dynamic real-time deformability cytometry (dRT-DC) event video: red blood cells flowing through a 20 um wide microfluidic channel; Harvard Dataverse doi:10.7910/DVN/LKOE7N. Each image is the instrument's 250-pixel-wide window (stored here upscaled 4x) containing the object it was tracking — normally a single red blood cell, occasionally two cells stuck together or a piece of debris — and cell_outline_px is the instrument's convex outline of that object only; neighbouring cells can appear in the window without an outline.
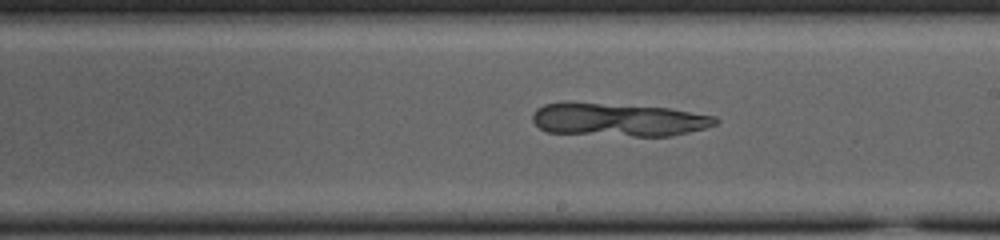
{"species": "common noctule bat (a hibernating species)", "species_latin": "Nyctalus noctula", "temperature_condition": "cold", "stored_images_in_passage": 33, "camera_frame_rate_fps": 3000, "um_per_image_px": 0.085, "animal": {"sex": "female", "body_mass_g": 23.0, "forearm_length_mm": 53.4}, "frame": {"image": 1, "passage_image": 20, "time_ms": 6.333, "image_size_px": [1000, 240], "cell_outline_px": [[720, 120], [716, 124], [704, 128], [672, 136], [632, 136], [548, 132], [540, 128], [532, 120], [532, 116], [536, 108], [544, 104], [600, 104], [668, 108], [716, 116]], "centroid_in_image_um": [52.62, 10.2], "position_along_channel_um": 236.4, "area_um2": 34.51}}